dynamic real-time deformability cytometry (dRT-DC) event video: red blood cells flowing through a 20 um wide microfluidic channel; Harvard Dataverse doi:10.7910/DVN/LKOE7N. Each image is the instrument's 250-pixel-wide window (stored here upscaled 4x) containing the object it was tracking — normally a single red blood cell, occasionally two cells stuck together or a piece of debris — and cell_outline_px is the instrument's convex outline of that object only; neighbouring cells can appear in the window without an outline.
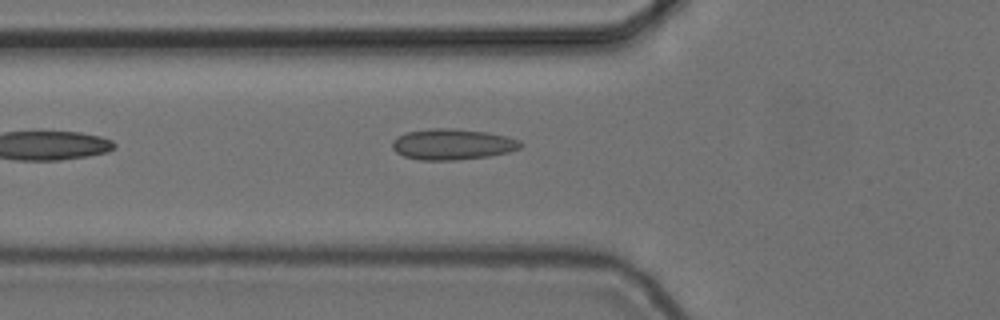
{"species": "common noctule bat (a hibernating species)", "species_latin": "Nyctalus noctula", "temperature_condition": "cold", "stored_images_in_passage": 34, "camera_frame_rate_fps": 3000, "um_per_image_px": 0.085, "animal": {"sex": "female", "body_mass_g": 24.6, "forearm_length_mm": 56.2}, "frame": {"image": 1, "passage_image": 3, "time_ms": 0.667, "image_size_px": [1000, 320], "cell_outline_px": [[524, 144], [520, 148], [508, 152], [488, 156], [456, 160], [420, 160], [404, 156], [396, 152], [392, 148], [392, 140], [396, 136], [404, 132], [432, 128], [452, 128], [488, 132], [508, 136], [520, 140]], "centroid_in_image_um": [38.45, 12.25], "position_along_channel_um": 87.4, "area_um2": 23.35}}
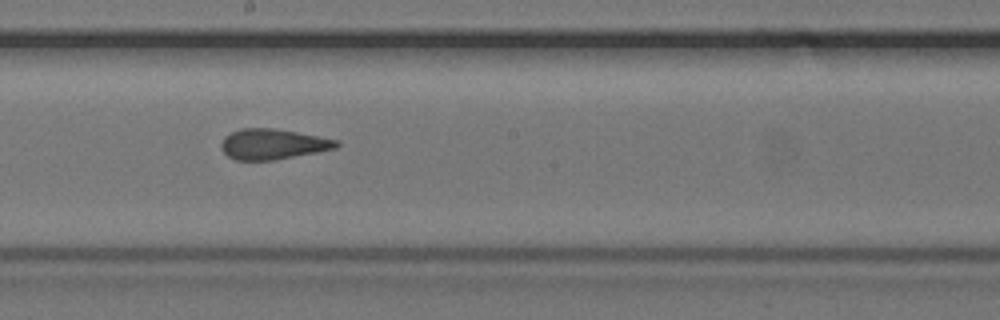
{"frame": {"image": 2, "passage_image": 14, "time_ms": 4.333, "image_size_px": [1000, 320], "cell_outline_px": [[340, 144], [336, 148], [316, 152], [272, 160], [236, 160], [228, 156], [220, 148], [220, 144], [224, 136], [240, 128], [272, 128], [296, 132], [340, 140]], "centroid_in_image_um": [23.17, 12.24], "position_along_channel_um": 225.0, "area_um2": 20.35}}
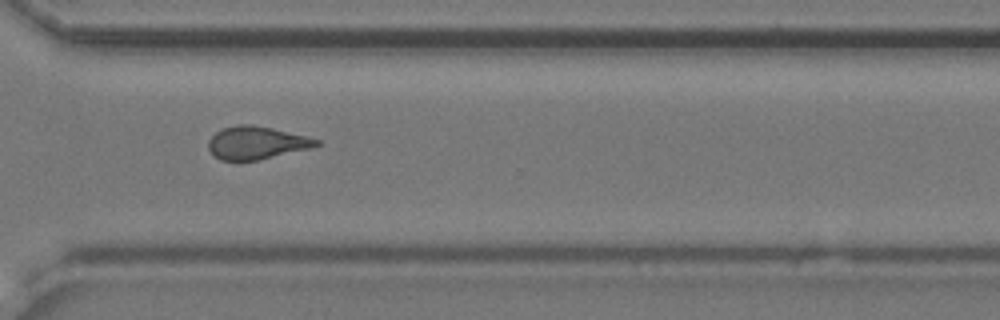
{"frame": {"image": 3, "passage_image": 24, "time_ms": 7.667, "image_size_px": [1000, 320], "cell_outline_px": [[320, 144], [308, 148], [256, 160], [220, 160], [208, 148], [208, 140], [220, 128], [236, 124], [252, 124], [272, 128], [308, 136], [320, 140]], "centroid_in_image_um": [21.76, 12.11], "position_along_channel_um": 348.8, "area_um2": 20.46}, "authors_computed_cell_mechanics": {"area_um2": 20.6057, "velocity_mm_per_s": 3.7306, "shape_relaxation_time_tau1_ms": null, "shape_relaxation_time_tau2_ms": 1.6002, "deformation_change_tau1": null, "deformation_change_tau2": 0.1009}}